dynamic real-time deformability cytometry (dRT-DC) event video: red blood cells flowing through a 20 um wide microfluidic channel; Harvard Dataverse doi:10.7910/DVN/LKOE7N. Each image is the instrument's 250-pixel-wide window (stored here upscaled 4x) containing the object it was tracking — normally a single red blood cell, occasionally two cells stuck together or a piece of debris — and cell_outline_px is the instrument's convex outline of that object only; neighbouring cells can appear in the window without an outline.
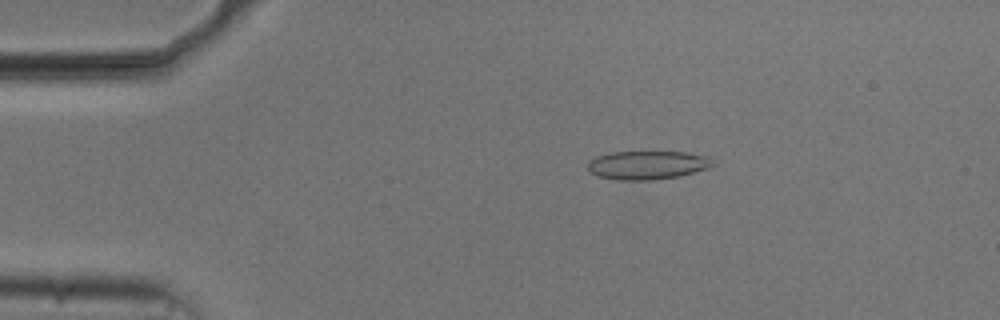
{"species": "common noctule bat (a hibernating species)", "species_latin": "Nyctalus noctula", "temperature_condition": "cold", "stored_images_in_passage": 55, "camera_frame_rate_fps": 3000, "um_per_image_px": 0.085, "animal": {"sex": "male", "body_mass_g": 20.5, "forearm_length_mm": 52.5}, "frame": {"image": 1, "passage_image": 10, "time_ms": 3.0, "image_size_px": [1000, 320], "cell_outline_px": [[712, 164], [708, 168], [680, 176], [652, 180], [620, 180], [600, 176], [592, 172], [588, 168], [588, 164], [596, 156], [612, 152], [684, 152], [704, 156]], "centroid_in_image_um": [54.99, 14.03], "position_along_channel_um": 30.0, "area_um2": 20.29}}
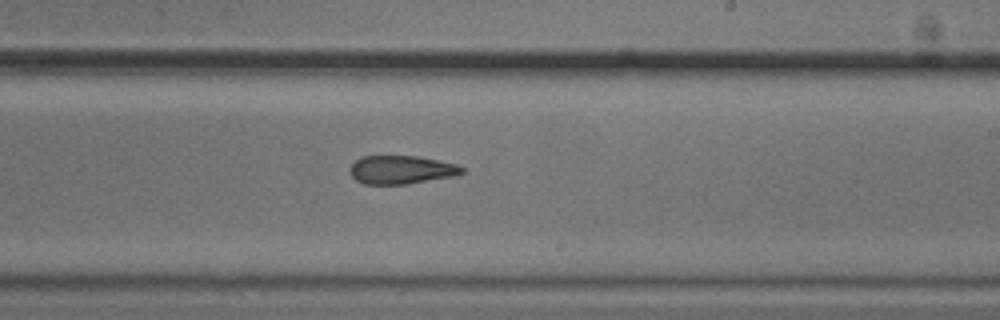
{"frame": {"image": 2, "passage_image": 32, "time_ms": 10.333, "image_size_px": [1000, 320], "cell_outline_px": [[464, 172], [456, 176], [404, 184], [364, 184], [356, 180], [348, 172], [348, 168], [360, 156], [420, 156], [456, 164], [464, 168]], "centroid_in_image_um": [34.09, 14.42], "position_along_channel_um": 254.9, "area_um2": 18.67}}
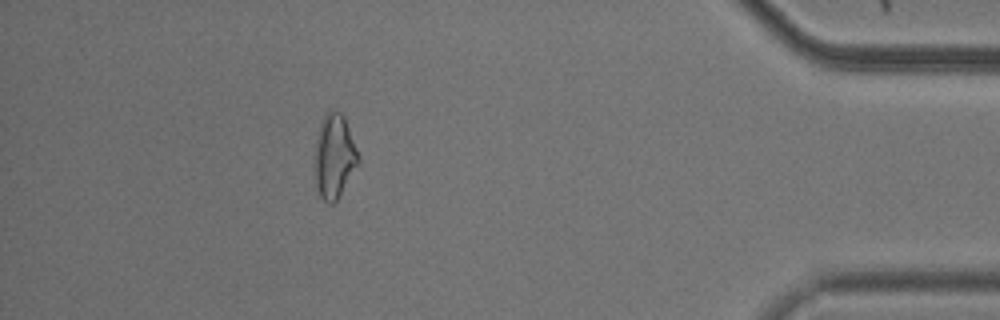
{"frame": {"image": 3, "passage_image": 48, "time_ms": 15.667, "image_size_px": [1000, 320], "cell_outline_px": [[360, 160], [336, 200], [332, 204], [328, 204], [320, 196], [316, 184], [316, 144], [320, 124], [324, 116], [328, 112], [340, 112], [344, 116], [360, 156]], "centroid_in_image_um": [28.44, 13.29], "position_along_channel_um": 406.8, "area_um2": 20.63}, "authors_computed_cell_mechanics": {"area_um2": 20.2878, "velocity_mm_per_s": 3.7504, "shape_relaxation_time_tau1_ms": null, "shape_relaxation_time_tau2_ms": 3.691, "deformation_change_tau1": null, "deformation_change_tau2": 0.1203}}